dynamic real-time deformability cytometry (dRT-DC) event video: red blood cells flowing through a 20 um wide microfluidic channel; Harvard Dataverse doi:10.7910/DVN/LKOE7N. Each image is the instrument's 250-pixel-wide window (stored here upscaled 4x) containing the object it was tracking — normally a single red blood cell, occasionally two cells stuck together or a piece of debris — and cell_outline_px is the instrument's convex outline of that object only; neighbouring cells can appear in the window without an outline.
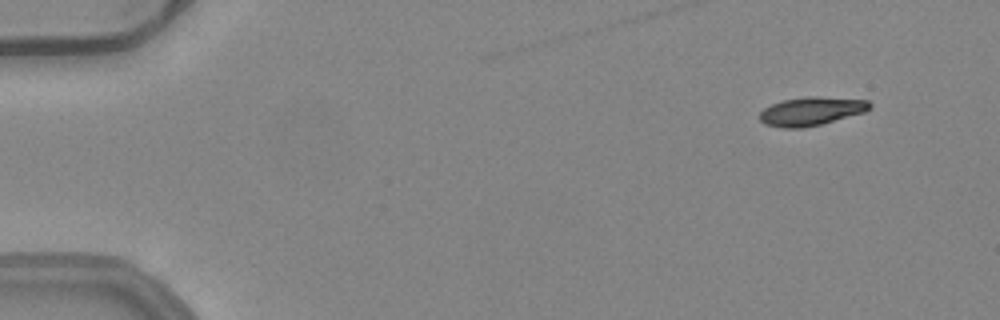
{"species": "common noctule bat (a hibernating species)", "species_latin": "Nyctalus noctula", "temperature_condition": "warm", "stored_images_in_passage": 53, "camera_frame_rate_fps": 3000, "um_per_image_px": 0.085, "animal": {"sex": "female", "body_mass_g": 24.6, "forearm_length_mm": 56.2}, "frame": {"image": 1, "passage_image": 5, "time_ms": 1.333, "image_size_px": [1000, 320], "cell_outline_px": [[872, 108], [864, 112], [820, 124], [804, 128], [784, 128], [764, 124], [760, 120], [760, 112], [764, 108], [772, 104], [784, 100], [812, 96], [816, 96], [868, 100], [872, 104]], "centroid_in_image_um": [68.96, 9.45], "position_along_channel_um": 16.0, "area_um2": 18.15}}
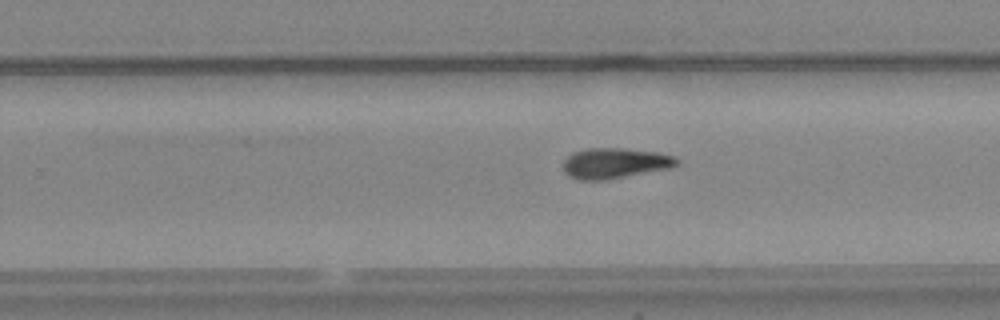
{"frame": {"image": 2, "passage_image": 34, "time_ms": 11.0, "image_size_px": [1000, 320], "cell_outline_px": [[680, 164], [668, 168], [604, 180], [580, 180], [568, 176], [564, 172], [564, 160], [572, 152], [588, 148], [620, 148], [656, 152], [676, 156], [680, 160]], "centroid_in_image_um": [52.26, 13.86], "position_along_channel_um": 277.5, "area_um2": 20.11}}
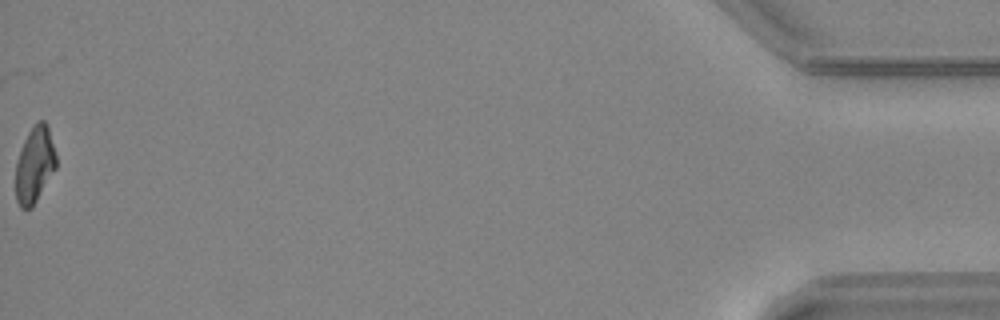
{"frame": {"image": 3, "passage_image": 53, "time_ms": 17.333, "image_size_px": [1000, 320], "cell_outline_px": [[56, 168], [32, 208], [20, 208], [16, 200], [16, 160], [20, 148], [28, 132], [36, 120], [44, 120], [48, 124], [56, 156]], "centroid_in_image_um": [2.94, 13.97], "position_along_channel_um": 432.3, "area_um2": 18.15}, "authors_computed_cell_mechanics": {"area_um2": 19.1896, "velocity_mm_per_s": 3.9846, "shape_relaxation_time_tau1_ms": 10.748, "shape_relaxation_time_tau2_ms": null, "deformation_change_tau1": 0.2653, "deformation_change_tau2": null}}